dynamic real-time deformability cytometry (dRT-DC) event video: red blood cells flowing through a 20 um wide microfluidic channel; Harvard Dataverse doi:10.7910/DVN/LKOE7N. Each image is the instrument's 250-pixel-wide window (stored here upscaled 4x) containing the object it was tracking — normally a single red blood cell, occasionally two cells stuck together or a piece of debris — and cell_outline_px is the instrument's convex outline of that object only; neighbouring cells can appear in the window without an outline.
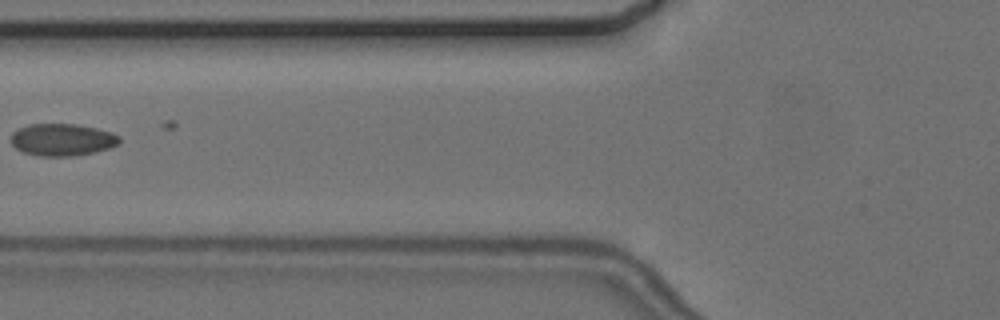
{"species": "common noctule bat (a hibernating species)", "species_latin": "Nyctalus noctula", "temperature_condition": "cold", "stored_images_in_passage": 7, "camera_frame_rate_fps": 3000, "um_per_image_px": 0.085, "animal": {"sex": "female", "body_mass_g": 24.6, "forearm_length_mm": 56.2}, "frame": {"image": 1, "passage_image": 5, "time_ms": 5.667, "image_size_px": [1000, 320], "cell_outline_px": [[120, 144], [112, 148], [72, 156], [40, 156], [24, 152], [16, 148], [12, 144], [12, 132], [28, 124], [76, 124], [96, 128], [112, 132], [120, 136]], "centroid_in_image_um": [5.33, 11.87], "position_along_channel_um": 120.5, "area_um2": 20.35}}
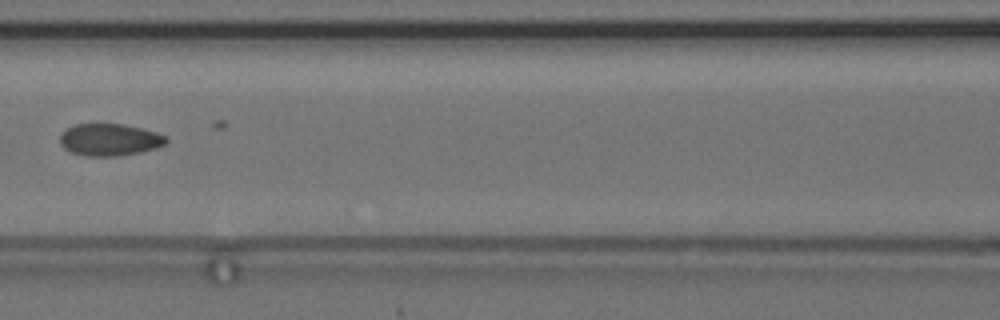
{"frame": {"image": 2, "passage_image": 6, "time_ms": 6.667, "image_size_px": [1000, 320], "cell_outline_px": [[168, 140], [164, 144], [156, 148], [140, 152], [120, 156], [84, 156], [72, 152], [64, 148], [60, 144], [60, 136], [68, 128], [76, 124], [124, 124], [156, 132], [164, 136]], "centroid_in_image_um": [9.31, 11.88], "position_along_channel_um": 157.3, "area_um2": 19.71}}